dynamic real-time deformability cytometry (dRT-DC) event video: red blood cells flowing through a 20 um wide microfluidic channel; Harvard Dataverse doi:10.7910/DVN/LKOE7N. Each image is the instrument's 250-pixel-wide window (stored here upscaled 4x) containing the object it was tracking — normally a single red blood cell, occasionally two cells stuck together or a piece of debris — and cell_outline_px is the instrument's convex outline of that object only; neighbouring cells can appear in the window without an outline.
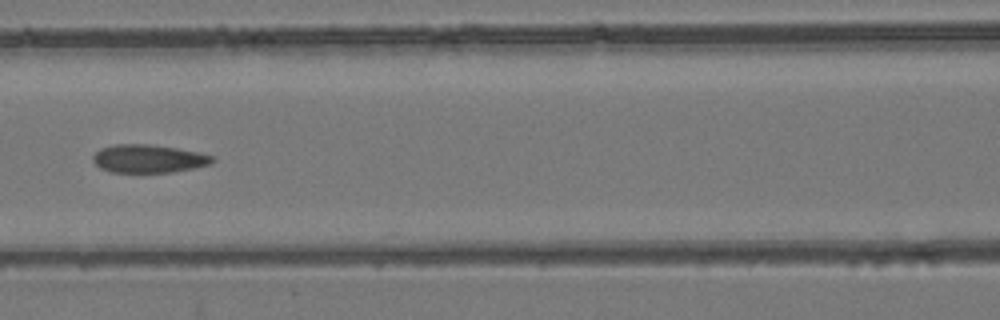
{"species": "common noctule bat (a hibernating species)", "species_latin": "Nyctalus noctula", "temperature_condition": "room temperature", "stored_images_in_passage": 4, "camera_frame_rate_fps": 3000, "um_per_image_px": 0.085, "animal": {"sex": "female", "body_mass_g": 24.6, "forearm_length_mm": 56.2}, "frame": {"image": 1, "passage_image": 4, "time_ms": 3.667, "image_size_px": [1000, 320], "cell_outline_px": [[216, 160], [212, 164], [196, 168], [172, 172], [108, 172], [100, 168], [92, 160], [92, 156], [100, 148], [112, 144], [148, 144], [176, 148], [196, 152], [212, 156]], "centroid_in_image_um": [12.61, 13.49], "position_along_channel_um": 154.0, "area_um2": 19.71}}